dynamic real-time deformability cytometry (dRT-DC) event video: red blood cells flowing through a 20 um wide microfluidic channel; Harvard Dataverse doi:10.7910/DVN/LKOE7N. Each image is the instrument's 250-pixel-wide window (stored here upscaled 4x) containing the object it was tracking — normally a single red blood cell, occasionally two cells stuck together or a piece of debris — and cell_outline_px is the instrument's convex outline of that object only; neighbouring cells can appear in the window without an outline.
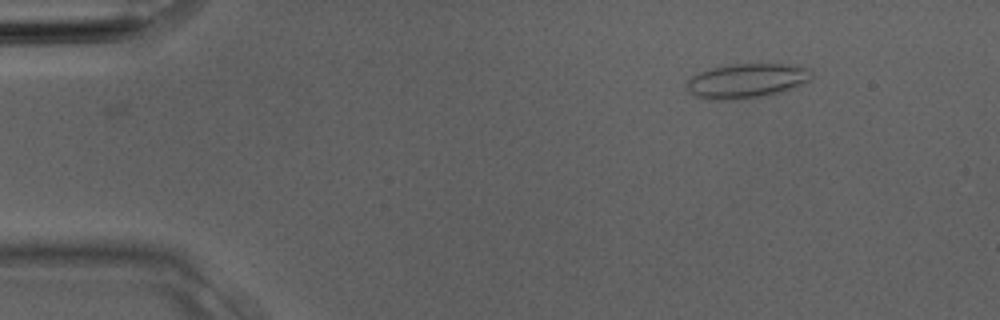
{"species": "Egyptian fruit bat (a non-hibernating species)", "species_latin": "Rousettus aegyptiacus", "temperature_condition": "room temperature", "stored_images_in_passage": 4, "camera_frame_rate_fps": 3000, "um_per_image_px": 0.085, "animal": {"sex": "male"}, "frame": {"image": 1, "passage_image": 4, "time_ms": 1.0, "image_size_px": [1000, 320], "cell_outline_px": [[812, 80], [804, 84], [780, 92], [760, 96], [736, 100], [712, 100], [696, 96], [688, 92], [688, 80], [696, 72], [712, 68], [732, 64], [788, 64], [812, 68]], "centroid_in_image_um": [63.5, 6.86], "position_along_channel_um": 21.5, "area_um2": 25.32}}